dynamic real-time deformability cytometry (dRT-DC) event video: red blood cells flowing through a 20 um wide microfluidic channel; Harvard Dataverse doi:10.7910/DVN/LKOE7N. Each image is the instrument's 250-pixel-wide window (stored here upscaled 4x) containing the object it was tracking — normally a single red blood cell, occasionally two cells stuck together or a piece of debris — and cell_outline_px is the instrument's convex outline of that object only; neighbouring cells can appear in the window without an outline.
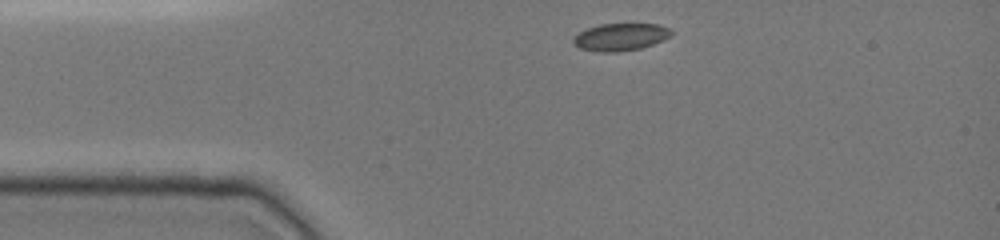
{"species": "common noctule bat (a hibernating species)", "species_latin": "Nyctalus noctula", "temperature_condition": "cold", "stored_images_in_passage": 33, "camera_frame_rate_fps": 3000, "um_per_image_px": 0.085, "animal": {"sex": "female", "body_mass_g": 19.0, "forearm_length_mm": 51.5}, "frame": {"image": 1, "passage_image": 1, "time_ms": 0.0, "image_size_px": [1000, 240], "cell_outline_px": [[672, 36], [652, 44], [640, 48], [616, 52], [600, 52], [580, 48], [572, 44], [572, 40], [580, 32], [588, 28], [600, 24], [656, 24], [672, 28]], "centroid_in_image_um": [52.76, 3.14], "position_along_channel_um": 32.2, "area_um2": 15.55}}
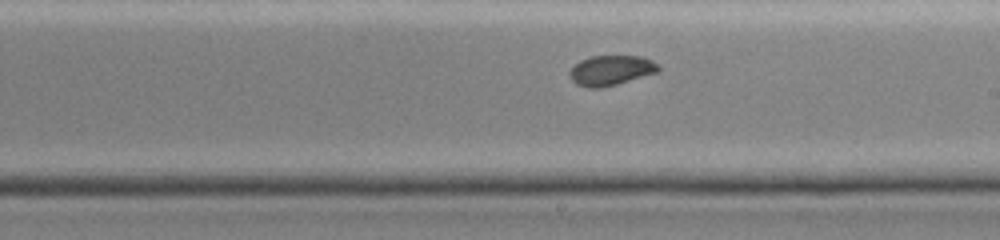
{"frame": {"image": 2, "passage_image": 19, "time_ms": 6.0, "image_size_px": [1000, 240], "cell_outline_px": [[660, 68], [656, 72], [616, 84], [600, 88], [588, 88], [576, 84], [568, 76], [568, 72], [580, 60], [592, 56], [640, 56], [652, 60]], "centroid_in_image_um": [51.88, 5.98], "position_along_channel_um": 237.1, "area_um2": 15.32}}
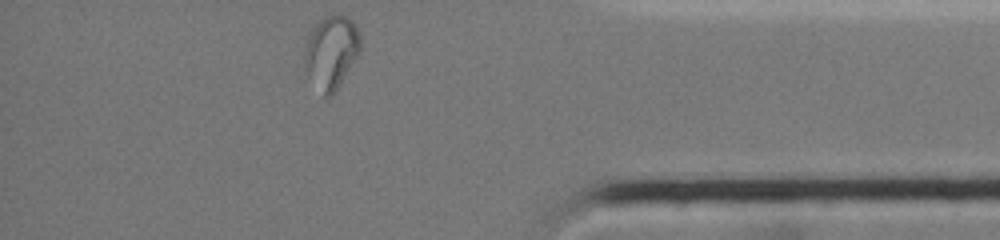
{"frame": {"image": 3, "passage_image": 33, "time_ms": 10.667, "image_size_px": [1000, 240], "cell_outline_px": [[360, 52], [336, 88], [328, 96], [324, 96], [308, 76], [304, 68], [304, 52], [308, 32], [324, 16], [340, 12], [352, 20], [360, 36]], "centroid_in_image_um": [28.13, 4.35], "position_along_channel_um": 407.1, "area_um2": 23.64}}